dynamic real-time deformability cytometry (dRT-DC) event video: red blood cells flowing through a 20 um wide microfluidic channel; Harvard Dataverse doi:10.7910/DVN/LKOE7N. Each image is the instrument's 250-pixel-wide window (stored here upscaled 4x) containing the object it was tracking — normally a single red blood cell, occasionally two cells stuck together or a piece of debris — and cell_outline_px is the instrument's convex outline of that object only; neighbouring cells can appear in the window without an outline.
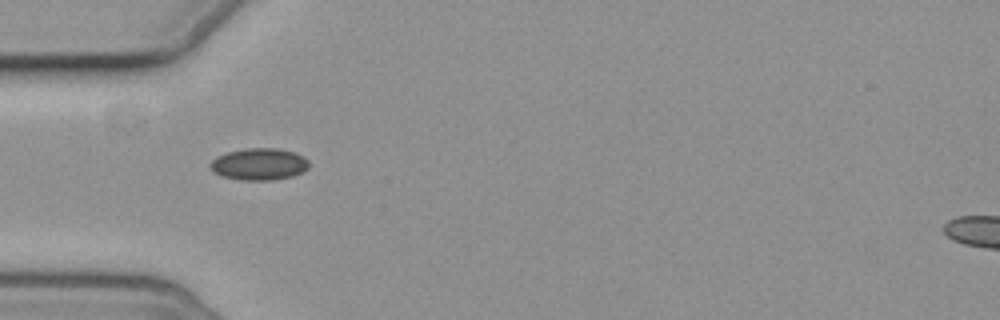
{"species": "common noctule bat (a hibernating species)", "species_latin": "Nyctalus noctula", "temperature_condition": "cold", "stored_images_in_passage": 8, "camera_frame_rate_fps": 3000, "um_per_image_px": 0.085, "animal": {"sex": "female", "body_mass_g": 19.3, "forearm_length_mm": 54.1}, "frame": {"image": 1, "passage_image": 3, "time_ms": 2.333, "image_size_px": [1000, 320], "cell_outline_px": [[308, 168], [304, 172], [292, 176], [272, 180], [240, 180], [220, 176], [212, 172], [208, 168], [208, 164], [216, 156], [228, 152], [248, 148], [280, 148], [296, 152], [304, 156], [308, 160]], "centroid_in_image_um": [22.01, 13.95], "position_along_channel_um": 63.0, "area_um2": 18.73}}
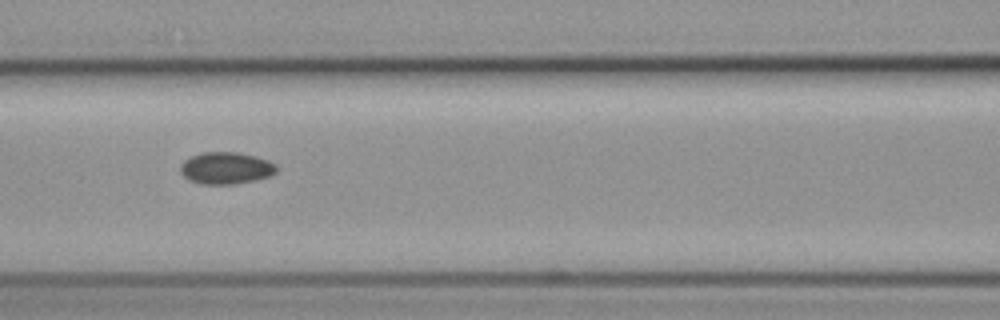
{"frame": {"image": 2, "passage_image": 5, "time_ms": 4.667, "image_size_px": [1000, 320], "cell_outline_px": [[276, 172], [268, 176], [256, 180], [232, 184], [200, 184], [188, 180], [180, 172], [180, 164], [184, 160], [200, 152], [236, 152], [256, 156], [268, 160], [276, 164]], "centroid_in_image_um": [19.18, 14.28], "position_along_channel_um": 147.4, "area_um2": 17.98}}
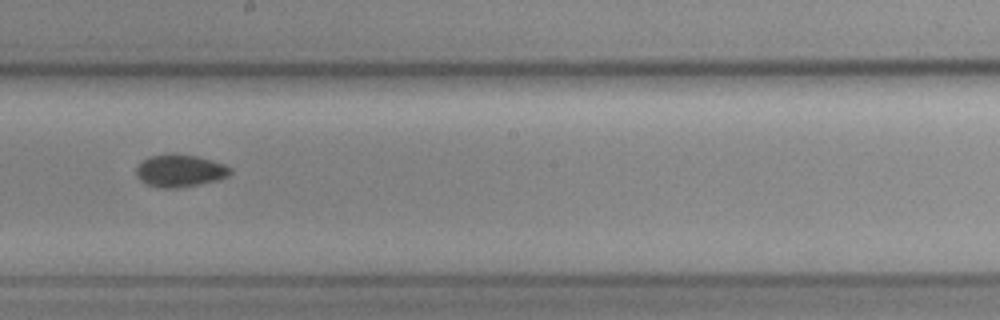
{"frame": {"image": 3, "passage_image": 7, "time_ms": 7.0, "image_size_px": [1000, 320], "cell_outline_px": [[232, 172], [228, 176], [216, 180], [200, 184], [180, 188], [160, 188], [148, 184], [140, 180], [136, 176], [136, 168], [148, 156], [172, 152], [176, 152], [196, 156], [212, 160], [224, 164], [232, 168]], "centroid_in_image_um": [15.29, 14.49], "position_along_channel_um": 232.9, "area_um2": 18.03}}